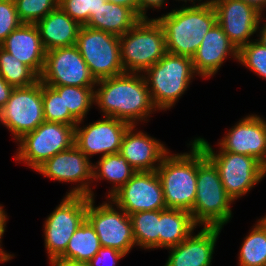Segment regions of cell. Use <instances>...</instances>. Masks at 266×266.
Segmentation results:
<instances>
[{
  "mask_svg": "<svg viewBox=\"0 0 266 266\" xmlns=\"http://www.w3.org/2000/svg\"><path fill=\"white\" fill-rule=\"evenodd\" d=\"M63 95L65 111H69L78 121L84 120L94 104V87L50 86Z\"/></svg>",
  "mask_w": 266,
  "mask_h": 266,
  "instance_id": "cell-31",
  "label": "cell"
},
{
  "mask_svg": "<svg viewBox=\"0 0 266 266\" xmlns=\"http://www.w3.org/2000/svg\"><path fill=\"white\" fill-rule=\"evenodd\" d=\"M7 213L3 209V205L0 204V238L2 239V236H4V232L6 230V222H7Z\"/></svg>",
  "mask_w": 266,
  "mask_h": 266,
  "instance_id": "cell-42",
  "label": "cell"
},
{
  "mask_svg": "<svg viewBox=\"0 0 266 266\" xmlns=\"http://www.w3.org/2000/svg\"><path fill=\"white\" fill-rule=\"evenodd\" d=\"M132 9L138 15V0H106Z\"/></svg>",
  "mask_w": 266,
  "mask_h": 266,
  "instance_id": "cell-41",
  "label": "cell"
},
{
  "mask_svg": "<svg viewBox=\"0 0 266 266\" xmlns=\"http://www.w3.org/2000/svg\"><path fill=\"white\" fill-rule=\"evenodd\" d=\"M110 199L128 215L166 209L162 184L156 170L137 171Z\"/></svg>",
  "mask_w": 266,
  "mask_h": 266,
  "instance_id": "cell-15",
  "label": "cell"
},
{
  "mask_svg": "<svg viewBox=\"0 0 266 266\" xmlns=\"http://www.w3.org/2000/svg\"><path fill=\"white\" fill-rule=\"evenodd\" d=\"M130 126L124 134L119 153L136 171H155L169 152L165 144Z\"/></svg>",
  "mask_w": 266,
  "mask_h": 266,
  "instance_id": "cell-21",
  "label": "cell"
},
{
  "mask_svg": "<svg viewBox=\"0 0 266 266\" xmlns=\"http://www.w3.org/2000/svg\"><path fill=\"white\" fill-rule=\"evenodd\" d=\"M189 211L166 208L160 210L159 248H169L184 241L197 228Z\"/></svg>",
  "mask_w": 266,
  "mask_h": 266,
  "instance_id": "cell-25",
  "label": "cell"
},
{
  "mask_svg": "<svg viewBox=\"0 0 266 266\" xmlns=\"http://www.w3.org/2000/svg\"><path fill=\"white\" fill-rule=\"evenodd\" d=\"M76 46L96 81L124 73L118 36L81 26Z\"/></svg>",
  "mask_w": 266,
  "mask_h": 266,
  "instance_id": "cell-9",
  "label": "cell"
},
{
  "mask_svg": "<svg viewBox=\"0 0 266 266\" xmlns=\"http://www.w3.org/2000/svg\"><path fill=\"white\" fill-rule=\"evenodd\" d=\"M21 24L14 0H0V44Z\"/></svg>",
  "mask_w": 266,
  "mask_h": 266,
  "instance_id": "cell-36",
  "label": "cell"
},
{
  "mask_svg": "<svg viewBox=\"0 0 266 266\" xmlns=\"http://www.w3.org/2000/svg\"><path fill=\"white\" fill-rule=\"evenodd\" d=\"M217 14V23L239 50L248 44L263 21L262 12L242 0H210Z\"/></svg>",
  "mask_w": 266,
  "mask_h": 266,
  "instance_id": "cell-17",
  "label": "cell"
},
{
  "mask_svg": "<svg viewBox=\"0 0 266 266\" xmlns=\"http://www.w3.org/2000/svg\"><path fill=\"white\" fill-rule=\"evenodd\" d=\"M130 216L136 246L147 250L159 248L160 210L140 211Z\"/></svg>",
  "mask_w": 266,
  "mask_h": 266,
  "instance_id": "cell-29",
  "label": "cell"
},
{
  "mask_svg": "<svg viewBox=\"0 0 266 266\" xmlns=\"http://www.w3.org/2000/svg\"><path fill=\"white\" fill-rule=\"evenodd\" d=\"M51 266H88L86 263L74 262L70 260H63L60 258L49 259Z\"/></svg>",
  "mask_w": 266,
  "mask_h": 266,
  "instance_id": "cell-40",
  "label": "cell"
},
{
  "mask_svg": "<svg viewBox=\"0 0 266 266\" xmlns=\"http://www.w3.org/2000/svg\"><path fill=\"white\" fill-rule=\"evenodd\" d=\"M217 167L225 192L233 199L243 197L266 176V167L253 156L213 150L201 137L194 139Z\"/></svg>",
  "mask_w": 266,
  "mask_h": 266,
  "instance_id": "cell-7",
  "label": "cell"
},
{
  "mask_svg": "<svg viewBox=\"0 0 266 266\" xmlns=\"http://www.w3.org/2000/svg\"><path fill=\"white\" fill-rule=\"evenodd\" d=\"M94 199L88 197L86 219L94 227L101 246L127 255L136 246L130 216L110 198L99 206L94 205Z\"/></svg>",
  "mask_w": 266,
  "mask_h": 266,
  "instance_id": "cell-10",
  "label": "cell"
},
{
  "mask_svg": "<svg viewBox=\"0 0 266 266\" xmlns=\"http://www.w3.org/2000/svg\"><path fill=\"white\" fill-rule=\"evenodd\" d=\"M87 196L65 195L44 221V245L48 259L58 258L72 235L86 219Z\"/></svg>",
  "mask_w": 266,
  "mask_h": 266,
  "instance_id": "cell-11",
  "label": "cell"
},
{
  "mask_svg": "<svg viewBox=\"0 0 266 266\" xmlns=\"http://www.w3.org/2000/svg\"><path fill=\"white\" fill-rule=\"evenodd\" d=\"M222 227H203L184 241L167 248L168 260L164 266H211L214 249Z\"/></svg>",
  "mask_w": 266,
  "mask_h": 266,
  "instance_id": "cell-20",
  "label": "cell"
},
{
  "mask_svg": "<svg viewBox=\"0 0 266 266\" xmlns=\"http://www.w3.org/2000/svg\"><path fill=\"white\" fill-rule=\"evenodd\" d=\"M106 0H59L58 6L80 26H85Z\"/></svg>",
  "mask_w": 266,
  "mask_h": 266,
  "instance_id": "cell-35",
  "label": "cell"
},
{
  "mask_svg": "<svg viewBox=\"0 0 266 266\" xmlns=\"http://www.w3.org/2000/svg\"><path fill=\"white\" fill-rule=\"evenodd\" d=\"M0 75L14 88L28 87L40 77L28 66L0 47Z\"/></svg>",
  "mask_w": 266,
  "mask_h": 266,
  "instance_id": "cell-30",
  "label": "cell"
},
{
  "mask_svg": "<svg viewBox=\"0 0 266 266\" xmlns=\"http://www.w3.org/2000/svg\"><path fill=\"white\" fill-rule=\"evenodd\" d=\"M197 188L192 218L200 227H224L232 218L233 199L225 192L219 171L198 144Z\"/></svg>",
  "mask_w": 266,
  "mask_h": 266,
  "instance_id": "cell-3",
  "label": "cell"
},
{
  "mask_svg": "<svg viewBox=\"0 0 266 266\" xmlns=\"http://www.w3.org/2000/svg\"><path fill=\"white\" fill-rule=\"evenodd\" d=\"M44 121L40 80L28 87L14 88L6 105L0 109V124L11 132L16 141Z\"/></svg>",
  "mask_w": 266,
  "mask_h": 266,
  "instance_id": "cell-12",
  "label": "cell"
},
{
  "mask_svg": "<svg viewBox=\"0 0 266 266\" xmlns=\"http://www.w3.org/2000/svg\"><path fill=\"white\" fill-rule=\"evenodd\" d=\"M124 72L143 73L166 53L165 33L156 18L140 19L119 37Z\"/></svg>",
  "mask_w": 266,
  "mask_h": 266,
  "instance_id": "cell-6",
  "label": "cell"
},
{
  "mask_svg": "<svg viewBox=\"0 0 266 266\" xmlns=\"http://www.w3.org/2000/svg\"><path fill=\"white\" fill-rule=\"evenodd\" d=\"M96 163L92 168V180H107L112 183L106 198H110L137 172L120 153L100 156Z\"/></svg>",
  "mask_w": 266,
  "mask_h": 266,
  "instance_id": "cell-26",
  "label": "cell"
},
{
  "mask_svg": "<svg viewBox=\"0 0 266 266\" xmlns=\"http://www.w3.org/2000/svg\"><path fill=\"white\" fill-rule=\"evenodd\" d=\"M264 20H266V18ZM257 32L259 33V35H257L259 38L256 40H258L262 45L266 47V21L262 24L261 27H258Z\"/></svg>",
  "mask_w": 266,
  "mask_h": 266,
  "instance_id": "cell-44",
  "label": "cell"
},
{
  "mask_svg": "<svg viewBox=\"0 0 266 266\" xmlns=\"http://www.w3.org/2000/svg\"><path fill=\"white\" fill-rule=\"evenodd\" d=\"M143 73L154 106L164 111L176 104L197 75L192 58L168 52Z\"/></svg>",
  "mask_w": 266,
  "mask_h": 266,
  "instance_id": "cell-5",
  "label": "cell"
},
{
  "mask_svg": "<svg viewBox=\"0 0 266 266\" xmlns=\"http://www.w3.org/2000/svg\"><path fill=\"white\" fill-rule=\"evenodd\" d=\"M13 89L14 87L9 85L7 81L0 75V109L6 105V102L10 98Z\"/></svg>",
  "mask_w": 266,
  "mask_h": 266,
  "instance_id": "cell-39",
  "label": "cell"
},
{
  "mask_svg": "<svg viewBox=\"0 0 266 266\" xmlns=\"http://www.w3.org/2000/svg\"><path fill=\"white\" fill-rule=\"evenodd\" d=\"M140 19L132 9L106 1L95 11L85 26L120 37Z\"/></svg>",
  "mask_w": 266,
  "mask_h": 266,
  "instance_id": "cell-24",
  "label": "cell"
},
{
  "mask_svg": "<svg viewBox=\"0 0 266 266\" xmlns=\"http://www.w3.org/2000/svg\"><path fill=\"white\" fill-rule=\"evenodd\" d=\"M101 247L94 227L85 219L70 238L66 250L58 258L87 264Z\"/></svg>",
  "mask_w": 266,
  "mask_h": 266,
  "instance_id": "cell-27",
  "label": "cell"
},
{
  "mask_svg": "<svg viewBox=\"0 0 266 266\" xmlns=\"http://www.w3.org/2000/svg\"><path fill=\"white\" fill-rule=\"evenodd\" d=\"M165 1L167 0H138V16L141 19L148 18V9H161L164 8Z\"/></svg>",
  "mask_w": 266,
  "mask_h": 266,
  "instance_id": "cell-38",
  "label": "cell"
},
{
  "mask_svg": "<svg viewBox=\"0 0 266 266\" xmlns=\"http://www.w3.org/2000/svg\"><path fill=\"white\" fill-rule=\"evenodd\" d=\"M190 152L164 156L156 169L160 178L166 208L192 213L197 188L198 143L191 140Z\"/></svg>",
  "mask_w": 266,
  "mask_h": 266,
  "instance_id": "cell-4",
  "label": "cell"
},
{
  "mask_svg": "<svg viewBox=\"0 0 266 266\" xmlns=\"http://www.w3.org/2000/svg\"><path fill=\"white\" fill-rule=\"evenodd\" d=\"M40 81L47 86L95 87L96 80L76 45L46 52Z\"/></svg>",
  "mask_w": 266,
  "mask_h": 266,
  "instance_id": "cell-14",
  "label": "cell"
},
{
  "mask_svg": "<svg viewBox=\"0 0 266 266\" xmlns=\"http://www.w3.org/2000/svg\"><path fill=\"white\" fill-rule=\"evenodd\" d=\"M238 255L239 266H266V215L246 235Z\"/></svg>",
  "mask_w": 266,
  "mask_h": 266,
  "instance_id": "cell-28",
  "label": "cell"
},
{
  "mask_svg": "<svg viewBox=\"0 0 266 266\" xmlns=\"http://www.w3.org/2000/svg\"><path fill=\"white\" fill-rule=\"evenodd\" d=\"M22 23L36 24L58 7L59 0H14Z\"/></svg>",
  "mask_w": 266,
  "mask_h": 266,
  "instance_id": "cell-33",
  "label": "cell"
},
{
  "mask_svg": "<svg viewBox=\"0 0 266 266\" xmlns=\"http://www.w3.org/2000/svg\"><path fill=\"white\" fill-rule=\"evenodd\" d=\"M2 241V239L0 238V250H3V248H2V245H1V242Z\"/></svg>",
  "mask_w": 266,
  "mask_h": 266,
  "instance_id": "cell-47",
  "label": "cell"
},
{
  "mask_svg": "<svg viewBox=\"0 0 266 266\" xmlns=\"http://www.w3.org/2000/svg\"><path fill=\"white\" fill-rule=\"evenodd\" d=\"M46 52L76 45L80 25L59 6L36 23Z\"/></svg>",
  "mask_w": 266,
  "mask_h": 266,
  "instance_id": "cell-23",
  "label": "cell"
},
{
  "mask_svg": "<svg viewBox=\"0 0 266 266\" xmlns=\"http://www.w3.org/2000/svg\"><path fill=\"white\" fill-rule=\"evenodd\" d=\"M178 1H183L185 3H187V1L192 2V5L191 6H186V5L184 6V4H183L182 7H200V6H203V5H205V4H207V3L210 2V0H205L204 2H201L203 0H197L198 1V4H195L197 2L196 0H178Z\"/></svg>",
  "mask_w": 266,
  "mask_h": 266,
  "instance_id": "cell-46",
  "label": "cell"
},
{
  "mask_svg": "<svg viewBox=\"0 0 266 266\" xmlns=\"http://www.w3.org/2000/svg\"><path fill=\"white\" fill-rule=\"evenodd\" d=\"M218 145L223 151L253 156L266 167V120L256 114L245 116Z\"/></svg>",
  "mask_w": 266,
  "mask_h": 266,
  "instance_id": "cell-18",
  "label": "cell"
},
{
  "mask_svg": "<svg viewBox=\"0 0 266 266\" xmlns=\"http://www.w3.org/2000/svg\"><path fill=\"white\" fill-rule=\"evenodd\" d=\"M74 140V126L44 121L34 131L17 140V155L14 159L35 171L46 160L72 147Z\"/></svg>",
  "mask_w": 266,
  "mask_h": 266,
  "instance_id": "cell-8",
  "label": "cell"
},
{
  "mask_svg": "<svg viewBox=\"0 0 266 266\" xmlns=\"http://www.w3.org/2000/svg\"><path fill=\"white\" fill-rule=\"evenodd\" d=\"M156 19L164 29L167 52L192 58L217 22V14L210 1L200 7L172 9Z\"/></svg>",
  "mask_w": 266,
  "mask_h": 266,
  "instance_id": "cell-2",
  "label": "cell"
},
{
  "mask_svg": "<svg viewBox=\"0 0 266 266\" xmlns=\"http://www.w3.org/2000/svg\"><path fill=\"white\" fill-rule=\"evenodd\" d=\"M242 1L254 6L262 13L266 9V0H242Z\"/></svg>",
  "mask_w": 266,
  "mask_h": 266,
  "instance_id": "cell-43",
  "label": "cell"
},
{
  "mask_svg": "<svg viewBox=\"0 0 266 266\" xmlns=\"http://www.w3.org/2000/svg\"><path fill=\"white\" fill-rule=\"evenodd\" d=\"M93 163L75 145L46 160L35 171L58 182L78 183L66 195L94 198L92 191Z\"/></svg>",
  "mask_w": 266,
  "mask_h": 266,
  "instance_id": "cell-13",
  "label": "cell"
},
{
  "mask_svg": "<svg viewBox=\"0 0 266 266\" xmlns=\"http://www.w3.org/2000/svg\"><path fill=\"white\" fill-rule=\"evenodd\" d=\"M14 257V254H10L4 250H0V263L8 262Z\"/></svg>",
  "mask_w": 266,
  "mask_h": 266,
  "instance_id": "cell-45",
  "label": "cell"
},
{
  "mask_svg": "<svg viewBox=\"0 0 266 266\" xmlns=\"http://www.w3.org/2000/svg\"><path fill=\"white\" fill-rule=\"evenodd\" d=\"M237 47L229 40L221 26L216 22L204 36L200 47L192 57V65L198 77L215 76L227 57L238 61Z\"/></svg>",
  "mask_w": 266,
  "mask_h": 266,
  "instance_id": "cell-19",
  "label": "cell"
},
{
  "mask_svg": "<svg viewBox=\"0 0 266 266\" xmlns=\"http://www.w3.org/2000/svg\"><path fill=\"white\" fill-rule=\"evenodd\" d=\"M0 47L30 67L39 77L41 76L46 50L36 24L22 23L7 36Z\"/></svg>",
  "mask_w": 266,
  "mask_h": 266,
  "instance_id": "cell-22",
  "label": "cell"
},
{
  "mask_svg": "<svg viewBox=\"0 0 266 266\" xmlns=\"http://www.w3.org/2000/svg\"><path fill=\"white\" fill-rule=\"evenodd\" d=\"M80 120L75 126L74 145L89 159L91 156L101 154V157L116 154L125 132L130 124L112 117H104L88 125L80 126Z\"/></svg>",
  "mask_w": 266,
  "mask_h": 266,
  "instance_id": "cell-16",
  "label": "cell"
},
{
  "mask_svg": "<svg viewBox=\"0 0 266 266\" xmlns=\"http://www.w3.org/2000/svg\"><path fill=\"white\" fill-rule=\"evenodd\" d=\"M97 86V87H96ZM94 87V105L104 117H112L137 125L149 121L158 111L152 102L143 73L124 72L97 80Z\"/></svg>",
  "mask_w": 266,
  "mask_h": 266,
  "instance_id": "cell-1",
  "label": "cell"
},
{
  "mask_svg": "<svg viewBox=\"0 0 266 266\" xmlns=\"http://www.w3.org/2000/svg\"><path fill=\"white\" fill-rule=\"evenodd\" d=\"M43 116L45 121L76 126L79 122L69 111H65L63 95L42 83Z\"/></svg>",
  "mask_w": 266,
  "mask_h": 266,
  "instance_id": "cell-32",
  "label": "cell"
},
{
  "mask_svg": "<svg viewBox=\"0 0 266 266\" xmlns=\"http://www.w3.org/2000/svg\"><path fill=\"white\" fill-rule=\"evenodd\" d=\"M253 40L239 49L238 62L266 80V47Z\"/></svg>",
  "mask_w": 266,
  "mask_h": 266,
  "instance_id": "cell-34",
  "label": "cell"
},
{
  "mask_svg": "<svg viewBox=\"0 0 266 266\" xmlns=\"http://www.w3.org/2000/svg\"><path fill=\"white\" fill-rule=\"evenodd\" d=\"M125 256L121 251L102 246L87 264L88 266H116V263Z\"/></svg>",
  "mask_w": 266,
  "mask_h": 266,
  "instance_id": "cell-37",
  "label": "cell"
}]
</instances>
